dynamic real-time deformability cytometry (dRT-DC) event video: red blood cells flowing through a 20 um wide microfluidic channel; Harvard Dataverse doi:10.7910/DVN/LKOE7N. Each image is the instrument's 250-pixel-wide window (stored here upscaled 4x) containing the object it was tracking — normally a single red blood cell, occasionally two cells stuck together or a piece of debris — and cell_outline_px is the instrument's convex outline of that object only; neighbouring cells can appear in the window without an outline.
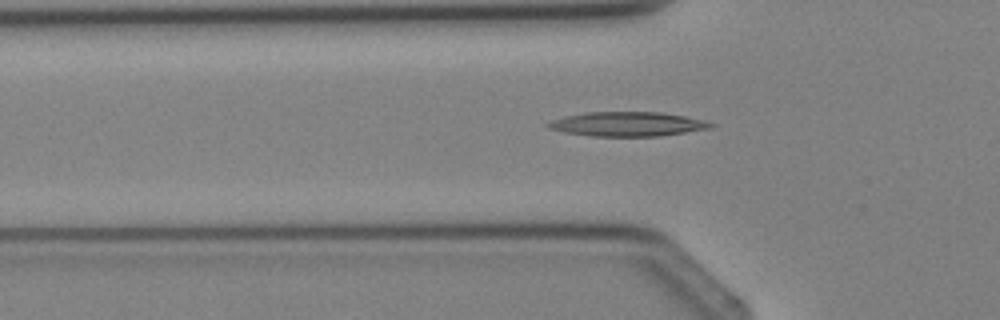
{"species": "Egyptian fruit bat (a non-hibernating species)", "species_latin": "Rousettus aegyptiacus", "temperature_condition": "cold", "stored_images_in_passage": 4, "camera_frame_rate_fps": 3000, "um_per_image_px": 0.085, "animal": {"sex": "female"}, "frame": {"image": 1, "passage_image": 4, "time_ms": 4.333, "image_size_px": [1000, 320], "cell_outline_px": [[716, 124], [712, 128], [660, 136], [592, 136], [564, 132], [548, 128], [544, 124], [552, 120], [564, 116], [584, 112], [660, 112], [684, 116], [704, 120]], "centroid_in_image_um": [53.32, 10.54], "position_along_channel_um": 72.5, "area_um2": 23.18}}